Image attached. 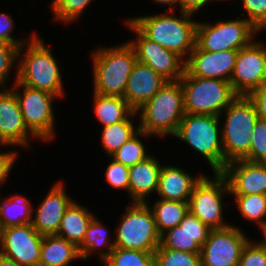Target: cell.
<instances>
[{
  "instance_id": "13",
  "label": "cell",
  "mask_w": 266,
  "mask_h": 266,
  "mask_svg": "<svg viewBox=\"0 0 266 266\" xmlns=\"http://www.w3.org/2000/svg\"><path fill=\"white\" fill-rule=\"evenodd\" d=\"M248 241L246 235L233 225L211 230L201 247V266H238Z\"/></svg>"
},
{
  "instance_id": "45",
  "label": "cell",
  "mask_w": 266,
  "mask_h": 266,
  "mask_svg": "<svg viewBox=\"0 0 266 266\" xmlns=\"http://www.w3.org/2000/svg\"><path fill=\"white\" fill-rule=\"evenodd\" d=\"M0 266H21L16 261L0 254Z\"/></svg>"
},
{
  "instance_id": "3",
  "label": "cell",
  "mask_w": 266,
  "mask_h": 266,
  "mask_svg": "<svg viewBox=\"0 0 266 266\" xmlns=\"http://www.w3.org/2000/svg\"><path fill=\"white\" fill-rule=\"evenodd\" d=\"M92 57L94 93L123 97L137 61L133 47L129 42L111 48L102 47L93 52Z\"/></svg>"
},
{
  "instance_id": "28",
  "label": "cell",
  "mask_w": 266,
  "mask_h": 266,
  "mask_svg": "<svg viewBox=\"0 0 266 266\" xmlns=\"http://www.w3.org/2000/svg\"><path fill=\"white\" fill-rule=\"evenodd\" d=\"M2 199L0 198V229L32 223L33 208L26 197L17 194L7 200Z\"/></svg>"
},
{
  "instance_id": "21",
  "label": "cell",
  "mask_w": 266,
  "mask_h": 266,
  "mask_svg": "<svg viewBox=\"0 0 266 266\" xmlns=\"http://www.w3.org/2000/svg\"><path fill=\"white\" fill-rule=\"evenodd\" d=\"M167 81L145 63L135 62L123 98L137 112Z\"/></svg>"
},
{
  "instance_id": "4",
  "label": "cell",
  "mask_w": 266,
  "mask_h": 266,
  "mask_svg": "<svg viewBox=\"0 0 266 266\" xmlns=\"http://www.w3.org/2000/svg\"><path fill=\"white\" fill-rule=\"evenodd\" d=\"M27 50L17 70V81L24 86L63 97L62 76L52 51L36 34L28 39Z\"/></svg>"
},
{
  "instance_id": "2",
  "label": "cell",
  "mask_w": 266,
  "mask_h": 266,
  "mask_svg": "<svg viewBox=\"0 0 266 266\" xmlns=\"http://www.w3.org/2000/svg\"><path fill=\"white\" fill-rule=\"evenodd\" d=\"M137 113L141 117L139 130L160 137L167 134L174 136L185 115L180 81L166 82Z\"/></svg>"
},
{
  "instance_id": "15",
  "label": "cell",
  "mask_w": 266,
  "mask_h": 266,
  "mask_svg": "<svg viewBox=\"0 0 266 266\" xmlns=\"http://www.w3.org/2000/svg\"><path fill=\"white\" fill-rule=\"evenodd\" d=\"M43 235L31 223L0 229V254L21 266H39Z\"/></svg>"
},
{
  "instance_id": "19",
  "label": "cell",
  "mask_w": 266,
  "mask_h": 266,
  "mask_svg": "<svg viewBox=\"0 0 266 266\" xmlns=\"http://www.w3.org/2000/svg\"><path fill=\"white\" fill-rule=\"evenodd\" d=\"M211 229L198 217L188 212L179 226L161 235V245L167 249L200 253Z\"/></svg>"
},
{
  "instance_id": "26",
  "label": "cell",
  "mask_w": 266,
  "mask_h": 266,
  "mask_svg": "<svg viewBox=\"0 0 266 266\" xmlns=\"http://www.w3.org/2000/svg\"><path fill=\"white\" fill-rule=\"evenodd\" d=\"M93 95L95 114L104 127L125 121L134 112L123 97Z\"/></svg>"
},
{
  "instance_id": "38",
  "label": "cell",
  "mask_w": 266,
  "mask_h": 266,
  "mask_svg": "<svg viewBox=\"0 0 266 266\" xmlns=\"http://www.w3.org/2000/svg\"><path fill=\"white\" fill-rule=\"evenodd\" d=\"M105 175L110 186L126 189L129 193V167L112 159L107 166Z\"/></svg>"
},
{
  "instance_id": "22",
  "label": "cell",
  "mask_w": 266,
  "mask_h": 266,
  "mask_svg": "<svg viewBox=\"0 0 266 266\" xmlns=\"http://www.w3.org/2000/svg\"><path fill=\"white\" fill-rule=\"evenodd\" d=\"M204 175L191 177L183 169L173 166L161 167L157 193L161 199L188 202L195 185Z\"/></svg>"
},
{
  "instance_id": "27",
  "label": "cell",
  "mask_w": 266,
  "mask_h": 266,
  "mask_svg": "<svg viewBox=\"0 0 266 266\" xmlns=\"http://www.w3.org/2000/svg\"><path fill=\"white\" fill-rule=\"evenodd\" d=\"M152 213L160 235L169 229L179 226L189 212L188 202L160 199L155 201Z\"/></svg>"
},
{
  "instance_id": "37",
  "label": "cell",
  "mask_w": 266,
  "mask_h": 266,
  "mask_svg": "<svg viewBox=\"0 0 266 266\" xmlns=\"http://www.w3.org/2000/svg\"><path fill=\"white\" fill-rule=\"evenodd\" d=\"M244 11L248 14L245 18L258 31L266 29V0H242Z\"/></svg>"
},
{
  "instance_id": "46",
  "label": "cell",
  "mask_w": 266,
  "mask_h": 266,
  "mask_svg": "<svg viewBox=\"0 0 266 266\" xmlns=\"http://www.w3.org/2000/svg\"><path fill=\"white\" fill-rule=\"evenodd\" d=\"M259 227L263 233L265 240H262V242L261 241L257 242V244L261 246L262 248L266 249V222L264 224H261Z\"/></svg>"
},
{
  "instance_id": "1",
  "label": "cell",
  "mask_w": 266,
  "mask_h": 266,
  "mask_svg": "<svg viewBox=\"0 0 266 266\" xmlns=\"http://www.w3.org/2000/svg\"><path fill=\"white\" fill-rule=\"evenodd\" d=\"M173 14H164L129 19L148 39L163 48L181 56L188 57L196 46L197 23L190 20L192 13L181 11V17H175L174 8L168 7Z\"/></svg>"
},
{
  "instance_id": "8",
  "label": "cell",
  "mask_w": 266,
  "mask_h": 266,
  "mask_svg": "<svg viewBox=\"0 0 266 266\" xmlns=\"http://www.w3.org/2000/svg\"><path fill=\"white\" fill-rule=\"evenodd\" d=\"M116 228L115 247L155 252L161 243L156 222L147 202H133Z\"/></svg>"
},
{
  "instance_id": "25",
  "label": "cell",
  "mask_w": 266,
  "mask_h": 266,
  "mask_svg": "<svg viewBox=\"0 0 266 266\" xmlns=\"http://www.w3.org/2000/svg\"><path fill=\"white\" fill-rule=\"evenodd\" d=\"M81 258L78 247L57 235L43 236L39 266H68Z\"/></svg>"
},
{
  "instance_id": "44",
  "label": "cell",
  "mask_w": 266,
  "mask_h": 266,
  "mask_svg": "<svg viewBox=\"0 0 266 266\" xmlns=\"http://www.w3.org/2000/svg\"><path fill=\"white\" fill-rule=\"evenodd\" d=\"M180 10L194 14L211 0H178Z\"/></svg>"
},
{
  "instance_id": "6",
  "label": "cell",
  "mask_w": 266,
  "mask_h": 266,
  "mask_svg": "<svg viewBox=\"0 0 266 266\" xmlns=\"http://www.w3.org/2000/svg\"><path fill=\"white\" fill-rule=\"evenodd\" d=\"M219 118L215 115L185 114L174 135L201 153L214 173L221 172L227 164L219 132Z\"/></svg>"
},
{
  "instance_id": "40",
  "label": "cell",
  "mask_w": 266,
  "mask_h": 266,
  "mask_svg": "<svg viewBox=\"0 0 266 266\" xmlns=\"http://www.w3.org/2000/svg\"><path fill=\"white\" fill-rule=\"evenodd\" d=\"M238 266H266V249L249 240L243 248Z\"/></svg>"
},
{
  "instance_id": "24",
  "label": "cell",
  "mask_w": 266,
  "mask_h": 266,
  "mask_svg": "<svg viewBox=\"0 0 266 266\" xmlns=\"http://www.w3.org/2000/svg\"><path fill=\"white\" fill-rule=\"evenodd\" d=\"M94 217L89 210L73 201L65 211L56 235L79 247L85 238L87 227Z\"/></svg>"
},
{
  "instance_id": "16",
  "label": "cell",
  "mask_w": 266,
  "mask_h": 266,
  "mask_svg": "<svg viewBox=\"0 0 266 266\" xmlns=\"http://www.w3.org/2000/svg\"><path fill=\"white\" fill-rule=\"evenodd\" d=\"M233 195H266V163L244 159L227 163L220 172Z\"/></svg>"
},
{
  "instance_id": "42",
  "label": "cell",
  "mask_w": 266,
  "mask_h": 266,
  "mask_svg": "<svg viewBox=\"0 0 266 266\" xmlns=\"http://www.w3.org/2000/svg\"><path fill=\"white\" fill-rule=\"evenodd\" d=\"M247 97L255 106L259 119L266 121V83L260 88L251 91Z\"/></svg>"
},
{
  "instance_id": "17",
  "label": "cell",
  "mask_w": 266,
  "mask_h": 266,
  "mask_svg": "<svg viewBox=\"0 0 266 266\" xmlns=\"http://www.w3.org/2000/svg\"><path fill=\"white\" fill-rule=\"evenodd\" d=\"M237 54L238 50L209 52L195 46L189 58L186 59L185 70L191 76L230 82Z\"/></svg>"
},
{
  "instance_id": "39",
  "label": "cell",
  "mask_w": 266,
  "mask_h": 266,
  "mask_svg": "<svg viewBox=\"0 0 266 266\" xmlns=\"http://www.w3.org/2000/svg\"><path fill=\"white\" fill-rule=\"evenodd\" d=\"M18 49L19 48L0 40V87H5L10 69L13 67V64H15L14 62H17V58H19Z\"/></svg>"
},
{
  "instance_id": "7",
  "label": "cell",
  "mask_w": 266,
  "mask_h": 266,
  "mask_svg": "<svg viewBox=\"0 0 266 266\" xmlns=\"http://www.w3.org/2000/svg\"><path fill=\"white\" fill-rule=\"evenodd\" d=\"M223 111L226 120L222 128L224 160L243 159L250 150L252 132L258 115L252 101L244 95H238Z\"/></svg>"
},
{
  "instance_id": "36",
  "label": "cell",
  "mask_w": 266,
  "mask_h": 266,
  "mask_svg": "<svg viewBox=\"0 0 266 266\" xmlns=\"http://www.w3.org/2000/svg\"><path fill=\"white\" fill-rule=\"evenodd\" d=\"M92 0H53L51 9L55 19L70 22L77 19Z\"/></svg>"
},
{
  "instance_id": "11",
  "label": "cell",
  "mask_w": 266,
  "mask_h": 266,
  "mask_svg": "<svg viewBox=\"0 0 266 266\" xmlns=\"http://www.w3.org/2000/svg\"><path fill=\"white\" fill-rule=\"evenodd\" d=\"M215 178L203 176L195 185L188 201L189 212L198 217L211 230L223 229L230 225L223 222L222 197L229 192L226 178L220 173H214Z\"/></svg>"
},
{
  "instance_id": "14",
  "label": "cell",
  "mask_w": 266,
  "mask_h": 266,
  "mask_svg": "<svg viewBox=\"0 0 266 266\" xmlns=\"http://www.w3.org/2000/svg\"><path fill=\"white\" fill-rule=\"evenodd\" d=\"M252 42L238 50L230 83L238 95L247 96L266 83V46Z\"/></svg>"
},
{
  "instance_id": "18",
  "label": "cell",
  "mask_w": 266,
  "mask_h": 266,
  "mask_svg": "<svg viewBox=\"0 0 266 266\" xmlns=\"http://www.w3.org/2000/svg\"><path fill=\"white\" fill-rule=\"evenodd\" d=\"M30 134H29V133ZM32 135V136H31ZM36 138L26 127L15 92H0V145L28 146L29 137Z\"/></svg>"
},
{
  "instance_id": "43",
  "label": "cell",
  "mask_w": 266,
  "mask_h": 266,
  "mask_svg": "<svg viewBox=\"0 0 266 266\" xmlns=\"http://www.w3.org/2000/svg\"><path fill=\"white\" fill-rule=\"evenodd\" d=\"M17 153L14 151H6L0 153V184L4 183L7 179L13 164L16 161Z\"/></svg>"
},
{
  "instance_id": "20",
  "label": "cell",
  "mask_w": 266,
  "mask_h": 266,
  "mask_svg": "<svg viewBox=\"0 0 266 266\" xmlns=\"http://www.w3.org/2000/svg\"><path fill=\"white\" fill-rule=\"evenodd\" d=\"M63 185L60 181L55 183L40 206L33 209L31 224L43 236L57 234L65 211L74 201L67 196Z\"/></svg>"
},
{
  "instance_id": "33",
  "label": "cell",
  "mask_w": 266,
  "mask_h": 266,
  "mask_svg": "<svg viewBox=\"0 0 266 266\" xmlns=\"http://www.w3.org/2000/svg\"><path fill=\"white\" fill-rule=\"evenodd\" d=\"M154 266H201L200 253L167 249L160 244L154 252Z\"/></svg>"
},
{
  "instance_id": "35",
  "label": "cell",
  "mask_w": 266,
  "mask_h": 266,
  "mask_svg": "<svg viewBox=\"0 0 266 266\" xmlns=\"http://www.w3.org/2000/svg\"><path fill=\"white\" fill-rule=\"evenodd\" d=\"M250 162L266 163V121L259 119L256 121L249 153L243 158Z\"/></svg>"
},
{
  "instance_id": "29",
  "label": "cell",
  "mask_w": 266,
  "mask_h": 266,
  "mask_svg": "<svg viewBox=\"0 0 266 266\" xmlns=\"http://www.w3.org/2000/svg\"><path fill=\"white\" fill-rule=\"evenodd\" d=\"M107 228L102 225V222L96 218L91 220L87 227L85 238L82 244L78 247L81 258L87 259L88 255L94 251H98L103 246H107L108 251H101V263L109 256L111 251L115 248V243H110L109 234Z\"/></svg>"
},
{
  "instance_id": "5",
  "label": "cell",
  "mask_w": 266,
  "mask_h": 266,
  "mask_svg": "<svg viewBox=\"0 0 266 266\" xmlns=\"http://www.w3.org/2000/svg\"><path fill=\"white\" fill-rule=\"evenodd\" d=\"M184 92L185 114L215 115L238 96L230 82L191 76L186 70L179 80Z\"/></svg>"
},
{
  "instance_id": "32",
  "label": "cell",
  "mask_w": 266,
  "mask_h": 266,
  "mask_svg": "<svg viewBox=\"0 0 266 266\" xmlns=\"http://www.w3.org/2000/svg\"><path fill=\"white\" fill-rule=\"evenodd\" d=\"M103 262L107 266H154V252L115 247Z\"/></svg>"
},
{
  "instance_id": "34",
  "label": "cell",
  "mask_w": 266,
  "mask_h": 266,
  "mask_svg": "<svg viewBox=\"0 0 266 266\" xmlns=\"http://www.w3.org/2000/svg\"><path fill=\"white\" fill-rule=\"evenodd\" d=\"M237 207L242 216L247 220L257 222L260 226L266 221V195H234Z\"/></svg>"
},
{
  "instance_id": "41",
  "label": "cell",
  "mask_w": 266,
  "mask_h": 266,
  "mask_svg": "<svg viewBox=\"0 0 266 266\" xmlns=\"http://www.w3.org/2000/svg\"><path fill=\"white\" fill-rule=\"evenodd\" d=\"M13 28V18H11V16L7 15L6 13H0V40L19 48L18 56H21V51L23 50L25 44H27V41L16 39L12 35H10L13 31Z\"/></svg>"
},
{
  "instance_id": "47",
  "label": "cell",
  "mask_w": 266,
  "mask_h": 266,
  "mask_svg": "<svg viewBox=\"0 0 266 266\" xmlns=\"http://www.w3.org/2000/svg\"><path fill=\"white\" fill-rule=\"evenodd\" d=\"M154 1L160 4H166V5H175L179 3L178 0H154Z\"/></svg>"
},
{
  "instance_id": "30",
  "label": "cell",
  "mask_w": 266,
  "mask_h": 266,
  "mask_svg": "<svg viewBox=\"0 0 266 266\" xmlns=\"http://www.w3.org/2000/svg\"><path fill=\"white\" fill-rule=\"evenodd\" d=\"M136 114L137 112H133L125 121L117 122L103 128L101 134L102 145L108 155L111 156L139 131V127L135 128L130 119Z\"/></svg>"
},
{
  "instance_id": "12",
  "label": "cell",
  "mask_w": 266,
  "mask_h": 266,
  "mask_svg": "<svg viewBox=\"0 0 266 266\" xmlns=\"http://www.w3.org/2000/svg\"><path fill=\"white\" fill-rule=\"evenodd\" d=\"M126 24L138 35L135 41L129 42L137 60L150 66L167 82L179 81L184 75L186 61L177 53L148 39L129 19Z\"/></svg>"
},
{
  "instance_id": "23",
  "label": "cell",
  "mask_w": 266,
  "mask_h": 266,
  "mask_svg": "<svg viewBox=\"0 0 266 266\" xmlns=\"http://www.w3.org/2000/svg\"><path fill=\"white\" fill-rule=\"evenodd\" d=\"M161 165L154 156L129 167V195L132 202H146V197L158 189Z\"/></svg>"
},
{
  "instance_id": "9",
  "label": "cell",
  "mask_w": 266,
  "mask_h": 266,
  "mask_svg": "<svg viewBox=\"0 0 266 266\" xmlns=\"http://www.w3.org/2000/svg\"><path fill=\"white\" fill-rule=\"evenodd\" d=\"M214 24L197 23L196 46L199 49L209 52L240 50L250 45L252 38L259 32L246 19Z\"/></svg>"
},
{
  "instance_id": "10",
  "label": "cell",
  "mask_w": 266,
  "mask_h": 266,
  "mask_svg": "<svg viewBox=\"0 0 266 266\" xmlns=\"http://www.w3.org/2000/svg\"><path fill=\"white\" fill-rule=\"evenodd\" d=\"M14 88L24 123L27 129L36 137L43 141H50L54 138V112L52 101L58 97L50 92L24 86L15 78ZM23 87V93L18 89Z\"/></svg>"
},
{
  "instance_id": "31",
  "label": "cell",
  "mask_w": 266,
  "mask_h": 266,
  "mask_svg": "<svg viewBox=\"0 0 266 266\" xmlns=\"http://www.w3.org/2000/svg\"><path fill=\"white\" fill-rule=\"evenodd\" d=\"M142 136H149V134L139 130L117 151H115L111 157L127 167H132L133 165L144 161L150 155L145 152V147L139 138Z\"/></svg>"
}]
</instances>
